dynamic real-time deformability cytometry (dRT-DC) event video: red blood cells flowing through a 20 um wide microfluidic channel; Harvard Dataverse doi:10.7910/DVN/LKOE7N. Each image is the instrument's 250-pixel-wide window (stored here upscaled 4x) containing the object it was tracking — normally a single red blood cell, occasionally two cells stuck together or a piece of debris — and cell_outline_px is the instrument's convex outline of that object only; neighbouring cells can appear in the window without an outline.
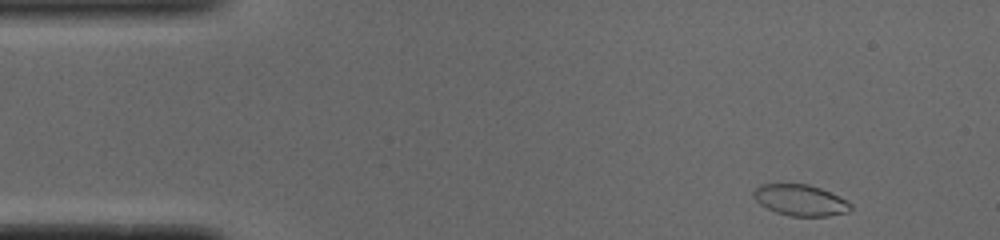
{"species": "common noctule bat (a hibernating species)", "species_latin": "Nyctalus noctula", "temperature_condition": "cold", "stored_images_in_passage": 47, "camera_frame_rate_fps": 3000, "um_per_image_px": 0.085, "animal": {"sex": "male", "body_mass_g": 19.0, "forearm_length_mm": 50.8}, "frame": {"image": 1, "passage_image": 1, "time_ms": 0.0, "image_size_px": [1000, 240], "cell_outline_px": [[852, 208], [848, 212], [828, 216], [792, 216], [776, 212], [760, 204], [752, 196], [752, 192], [760, 184], [808, 184], [820, 188], [848, 200], [852, 204]], "centroid_in_image_um": [68.04, 17.01], "position_along_channel_um": 17.0, "area_um2": 17.63}}
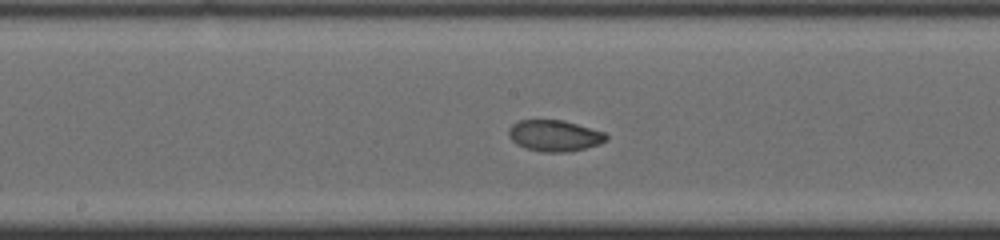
{"frame": {"image": 2, "passage_image": 22, "time_ms": 7.0, "image_size_px": [1000, 240], "cell_outline_px": [[608, 140], [600, 144], [568, 152], [544, 152], [528, 148], [516, 144], [508, 136], [508, 128], [512, 124], [520, 120], [564, 120], [604, 132], [608, 136]], "centroid_in_image_um": [47.14, 11.53], "position_along_channel_um": 201.1, "area_um2": 17.74}}
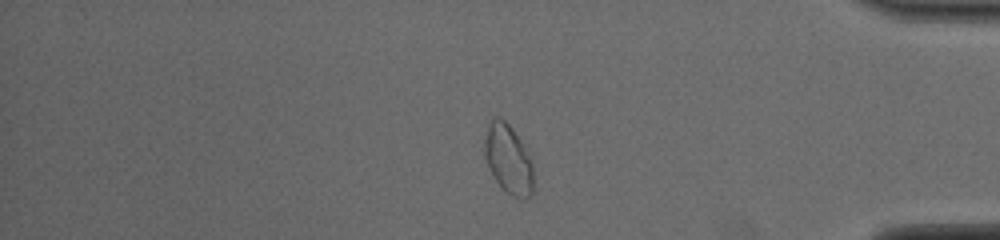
{"frame": {"image": 3, "passage_image": 39, "time_ms": 12.667, "image_size_px": [1000, 240], "cell_outline_px": [[532, 192], [528, 196], [516, 196], [508, 192], [496, 180], [484, 156], [484, 140], [488, 124], [496, 116], [500, 116], [512, 128], [520, 140], [532, 164]], "centroid_in_image_um": [43.17, 13.45], "position_along_channel_um": 392.0, "area_um2": 18.9}, "authors_computed_cell_mechanics": {"area_um2": 17.7446, "velocity_mm_per_s": 3.8759, "shape_relaxation_time_tau1_ms": 7.954, "shape_relaxation_time_tau2_ms": null, "deformation_change_tau1": 0.175, "deformation_change_tau2": null}}